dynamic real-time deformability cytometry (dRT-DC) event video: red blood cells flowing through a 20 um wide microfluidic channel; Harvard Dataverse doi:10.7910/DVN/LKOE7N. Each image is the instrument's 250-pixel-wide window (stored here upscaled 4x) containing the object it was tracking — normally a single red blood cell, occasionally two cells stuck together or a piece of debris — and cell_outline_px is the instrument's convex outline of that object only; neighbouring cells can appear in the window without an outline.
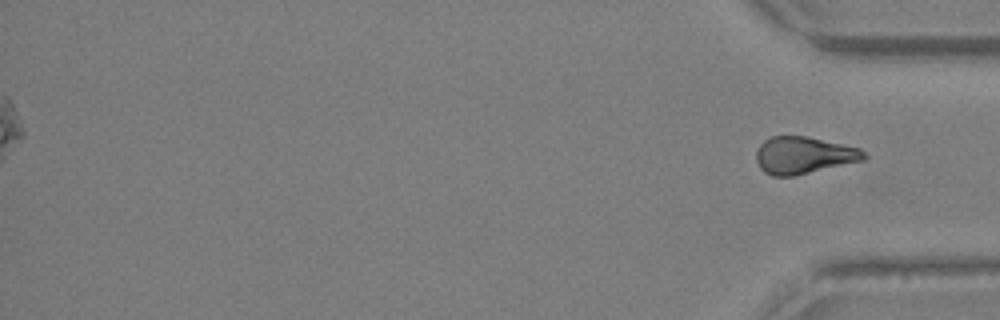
{"species": "Egyptian fruit bat (a non-hibernating species)", "species_latin": "Rousettus aegyptiacus", "temperature_condition": "warm", "stored_images_in_passage": 41, "segment_of_instrument_passage": [2, 2], "camera_frame_rate_fps": 3000, "um_per_image_px": 0.085, "animal": {"sex": "female"}, "frame": {"image": 1, "passage_image": 41, "time_ms": 13.333, "image_size_px": [1000, 320], "cell_outline_px": [[868, 156], [864, 160], [792, 176], [772, 176], [764, 172], [760, 168], [756, 160], [756, 152], [760, 144], [764, 140], [772, 136], [808, 136], [860, 148]], "centroid_in_image_um": [68.3, 13.19], "position_along_channel_um": 366.9, "area_um2": 23.24}}